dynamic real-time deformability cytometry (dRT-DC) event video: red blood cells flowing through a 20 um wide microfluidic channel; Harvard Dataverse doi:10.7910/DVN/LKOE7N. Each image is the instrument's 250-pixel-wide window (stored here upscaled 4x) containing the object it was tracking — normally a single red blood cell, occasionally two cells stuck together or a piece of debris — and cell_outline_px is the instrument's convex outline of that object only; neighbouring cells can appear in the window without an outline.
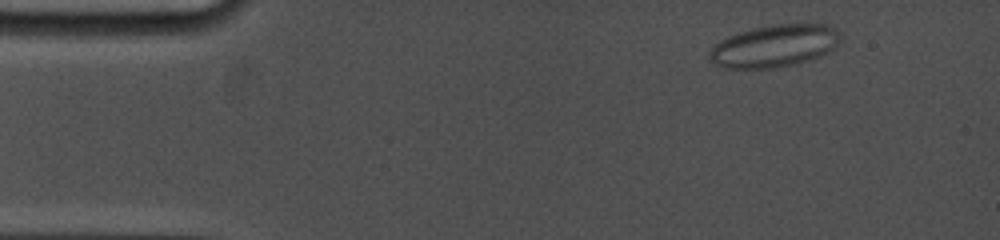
{"species": "common noctule bat (a hibernating species)", "species_latin": "Nyctalus noctula", "temperature_condition": "cold", "stored_images_in_passage": 22, "camera_frame_rate_fps": 5000, "um_per_image_px": 0.085, "animal": {"sex": "female", "body_mass_g": 19.0, "forearm_length_mm": 53.3}, "frame": {"image": 1, "passage_image": 2, "time_ms": 0.8, "image_size_px": [1000, 240], "cell_outline_px": [[840, 40], [828, 52], [820, 56], [792, 64], [772, 68], [724, 68], [716, 64], [708, 56], [708, 52], [720, 40], [728, 36], [752, 28], [772, 24], [828, 24], [836, 28], [840, 32]], "centroid_in_image_um": [65.82, 3.89], "position_along_channel_um": 19.2, "area_um2": 32.08}}
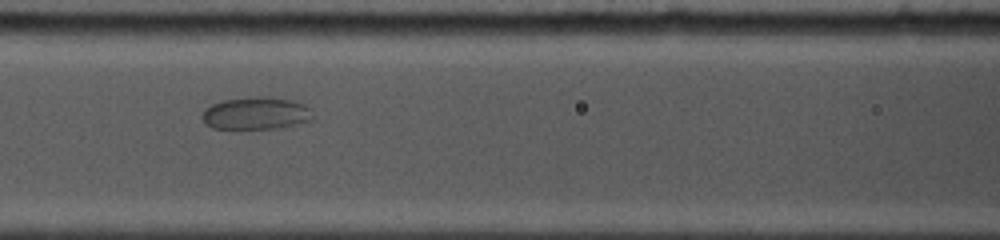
{"frame": {"image": 2, "passage_image": 10, "time_ms": 6.4, "image_size_px": [1000, 240], "cell_outline_px": [[316, 120], [276, 128], [212, 128], [200, 116], [204, 108], [212, 104], [224, 100], [256, 96], [264, 96], [292, 100], [304, 104], [312, 108], [316, 116]], "centroid_in_image_um": [21.84, 9.62], "position_along_channel_um": 144.8, "area_um2": 21.15}}
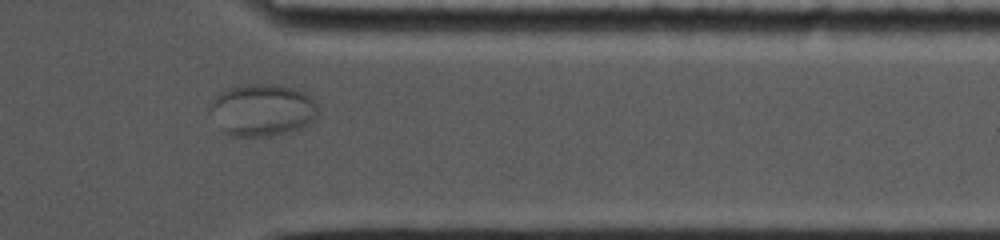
{"frame": {"image": 3, "passage_image": 19, "time_ms": 13.0, "image_size_px": [1000, 240], "cell_outline_px": [[320, 108], [316, 116], [304, 128], [288, 132], [268, 136], [228, 136], [220, 128], [212, 108], [212, 104], [216, 96], [220, 92], [228, 88], [244, 84], [276, 84], [304, 92]], "centroid_in_image_um": [22.34, 9.35], "position_along_channel_um": 389.1, "area_um2": 32.43}}